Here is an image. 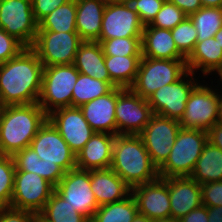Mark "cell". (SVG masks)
<instances>
[{"label":"cell","instance_id":"26","mask_svg":"<svg viewBox=\"0 0 222 222\" xmlns=\"http://www.w3.org/2000/svg\"><path fill=\"white\" fill-rule=\"evenodd\" d=\"M186 67L192 73L200 70L204 76L217 72L222 67V47L214 37L197 41L186 58Z\"/></svg>","mask_w":222,"mask_h":222},{"label":"cell","instance_id":"32","mask_svg":"<svg viewBox=\"0 0 222 222\" xmlns=\"http://www.w3.org/2000/svg\"><path fill=\"white\" fill-rule=\"evenodd\" d=\"M48 222H87L89 218L75 210L69 202L54 191L39 213Z\"/></svg>","mask_w":222,"mask_h":222},{"label":"cell","instance_id":"18","mask_svg":"<svg viewBox=\"0 0 222 222\" xmlns=\"http://www.w3.org/2000/svg\"><path fill=\"white\" fill-rule=\"evenodd\" d=\"M139 214L150 220L171 217L168 178L139 184L131 188Z\"/></svg>","mask_w":222,"mask_h":222},{"label":"cell","instance_id":"48","mask_svg":"<svg viewBox=\"0 0 222 222\" xmlns=\"http://www.w3.org/2000/svg\"><path fill=\"white\" fill-rule=\"evenodd\" d=\"M208 222H222V206L208 207Z\"/></svg>","mask_w":222,"mask_h":222},{"label":"cell","instance_id":"7","mask_svg":"<svg viewBox=\"0 0 222 222\" xmlns=\"http://www.w3.org/2000/svg\"><path fill=\"white\" fill-rule=\"evenodd\" d=\"M81 40L77 32L38 31L30 47L43 66L74 64Z\"/></svg>","mask_w":222,"mask_h":222},{"label":"cell","instance_id":"55","mask_svg":"<svg viewBox=\"0 0 222 222\" xmlns=\"http://www.w3.org/2000/svg\"><path fill=\"white\" fill-rule=\"evenodd\" d=\"M33 222H48L45 218H43L40 214H35L33 217Z\"/></svg>","mask_w":222,"mask_h":222},{"label":"cell","instance_id":"43","mask_svg":"<svg viewBox=\"0 0 222 222\" xmlns=\"http://www.w3.org/2000/svg\"><path fill=\"white\" fill-rule=\"evenodd\" d=\"M69 1L70 0H31L33 15L36 22L39 23L49 13Z\"/></svg>","mask_w":222,"mask_h":222},{"label":"cell","instance_id":"36","mask_svg":"<svg viewBox=\"0 0 222 222\" xmlns=\"http://www.w3.org/2000/svg\"><path fill=\"white\" fill-rule=\"evenodd\" d=\"M170 31L177 49L187 58L197 43V30L193 22L187 16Z\"/></svg>","mask_w":222,"mask_h":222},{"label":"cell","instance_id":"37","mask_svg":"<svg viewBox=\"0 0 222 222\" xmlns=\"http://www.w3.org/2000/svg\"><path fill=\"white\" fill-rule=\"evenodd\" d=\"M186 17L187 15L181 9L166 0L154 20L146 26L172 30Z\"/></svg>","mask_w":222,"mask_h":222},{"label":"cell","instance_id":"20","mask_svg":"<svg viewBox=\"0 0 222 222\" xmlns=\"http://www.w3.org/2000/svg\"><path fill=\"white\" fill-rule=\"evenodd\" d=\"M171 217L181 219L202 205L201 184L191 177H169Z\"/></svg>","mask_w":222,"mask_h":222},{"label":"cell","instance_id":"56","mask_svg":"<svg viewBox=\"0 0 222 222\" xmlns=\"http://www.w3.org/2000/svg\"><path fill=\"white\" fill-rule=\"evenodd\" d=\"M218 76H220V81L222 82V67L217 71ZM222 89V88H221Z\"/></svg>","mask_w":222,"mask_h":222},{"label":"cell","instance_id":"33","mask_svg":"<svg viewBox=\"0 0 222 222\" xmlns=\"http://www.w3.org/2000/svg\"><path fill=\"white\" fill-rule=\"evenodd\" d=\"M197 30V41L214 37L222 27V8L201 7L188 16Z\"/></svg>","mask_w":222,"mask_h":222},{"label":"cell","instance_id":"25","mask_svg":"<svg viewBox=\"0 0 222 222\" xmlns=\"http://www.w3.org/2000/svg\"><path fill=\"white\" fill-rule=\"evenodd\" d=\"M74 66L81 74L110 82V75L105 65V55L97 41H83L79 45Z\"/></svg>","mask_w":222,"mask_h":222},{"label":"cell","instance_id":"58","mask_svg":"<svg viewBox=\"0 0 222 222\" xmlns=\"http://www.w3.org/2000/svg\"><path fill=\"white\" fill-rule=\"evenodd\" d=\"M87 222H96L93 218H90Z\"/></svg>","mask_w":222,"mask_h":222},{"label":"cell","instance_id":"16","mask_svg":"<svg viewBox=\"0 0 222 222\" xmlns=\"http://www.w3.org/2000/svg\"><path fill=\"white\" fill-rule=\"evenodd\" d=\"M144 25L128 1L108 4L103 13L99 40L142 37Z\"/></svg>","mask_w":222,"mask_h":222},{"label":"cell","instance_id":"5","mask_svg":"<svg viewBox=\"0 0 222 222\" xmlns=\"http://www.w3.org/2000/svg\"><path fill=\"white\" fill-rule=\"evenodd\" d=\"M78 75L79 72L74 64L43 68L37 103L47 115L56 109L72 106V92Z\"/></svg>","mask_w":222,"mask_h":222},{"label":"cell","instance_id":"13","mask_svg":"<svg viewBox=\"0 0 222 222\" xmlns=\"http://www.w3.org/2000/svg\"><path fill=\"white\" fill-rule=\"evenodd\" d=\"M55 191L75 210L89 219L100 207L91 190L90 170L72 169L55 186Z\"/></svg>","mask_w":222,"mask_h":222},{"label":"cell","instance_id":"22","mask_svg":"<svg viewBox=\"0 0 222 222\" xmlns=\"http://www.w3.org/2000/svg\"><path fill=\"white\" fill-rule=\"evenodd\" d=\"M90 184L99 206L121 201L131 194V187L111 168L90 170Z\"/></svg>","mask_w":222,"mask_h":222},{"label":"cell","instance_id":"34","mask_svg":"<svg viewBox=\"0 0 222 222\" xmlns=\"http://www.w3.org/2000/svg\"><path fill=\"white\" fill-rule=\"evenodd\" d=\"M142 37L99 40L105 56H142Z\"/></svg>","mask_w":222,"mask_h":222},{"label":"cell","instance_id":"47","mask_svg":"<svg viewBox=\"0 0 222 222\" xmlns=\"http://www.w3.org/2000/svg\"><path fill=\"white\" fill-rule=\"evenodd\" d=\"M207 132L208 142L222 150V124L215 123Z\"/></svg>","mask_w":222,"mask_h":222},{"label":"cell","instance_id":"2","mask_svg":"<svg viewBox=\"0 0 222 222\" xmlns=\"http://www.w3.org/2000/svg\"><path fill=\"white\" fill-rule=\"evenodd\" d=\"M48 115L38 103L3 106L0 114V154L13 156L30 146Z\"/></svg>","mask_w":222,"mask_h":222},{"label":"cell","instance_id":"49","mask_svg":"<svg viewBox=\"0 0 222 222\" xmlns=\"http://www.w3.org/2000/svg\"><path fill=\"white\" fill-rule=\"evenodd\" d=\"M202 7H218L222 8V0H200Z\"/></svg>","mask_w":222,"mask_h":222},{"label":"cell","instance_id":"30","mask_svg":"<svg viewBox=\"0 0 222 222\" xmlns=\"http://www.w3.org/2000/svg\"><path fill=\"white\" fill-rule=\"evenodd\" d=\"M115 86L111 82H105L79 73L72 92V107H80L96 98L106 95Z\"/></svg>","mask_w":222,"mask_h":222},{"label":"cell","instance_id":"4","mask_svg":"<svg viewBox=\"0 0 222 222\" xmlns=\"http://www.w3.org/2000/svg\"><path fill=\"white\" fill-rule=\"evenodd\" d=\"M207 142V131L181 128L170 155L158 168L159 178L190 177Z\"/></svg>","mask_w":222,"mask_h":222},{"label":"cell","instance_id":"35","mask_svg":"<svg viewBox=\"0 0 222 222\" xmlns=\"http://www.w3.org/2000/svg\"><path fill=\"white\" fill-rule=\"evenodd\" d=\"M15 171L13 157L0 154V208L10 207Z\"/></svg>","mask_w":222,"mask_h":222},{"label":"cell","instance_id":"17","mask_svg":"<svg viewBox=\"0 0 222 222\" xmlns=\"http://www.w3.org/2000/svg\"><path fill=\"white\" fill-rule=\"evenodd\" d=\"M48 120L77 154L91 139L95 131L85 120L79 107H62L48 114Z\"/></svg>","mask_w":222,"mask_h":222},{"label":"cell","instance_id":"29","mask_svg":"<svg viewBox=\"0 0 222 222\" xmlns=\"http://www.w3.org/2000/svg\"><path fill=\"white\" fill-rule=\"evenodd\" d=\"M38 31L77 32L76 0H70L49 13L38 23Z\"/></svg>","mask_w":222,"mask_h":222},{"label":"cell","instance_id":"11","mask_svg":"<svg viewBox=\"0 0 222 222\" xmlns=\"http://www.w3.org/2000/svg\"><path fill=\"white\" fill-rule=\"evenodd\" d=\"M0 28L31 47L38 32L31 0H0Z\"/></svg>","mask_w":222,"mask_h":222},{"label":"cell","instance_id":"15","mask_svg":"<svg viewBox=\"0 0 222 222\" xmlns=\"http://www.w3.org/2000/svg\"><path fill=\"white\" fill-rule=\"evenodd\" d=\"M153 115L147 99L125 88L117 98L115 118L117 134L138 135Z\"/></svg>","mask_w":222,"mask_h":222},{"label":"cell","instance_id":"51","mask_svg":"<svg viewBox=\"0 0 222 222\" xmlns=\"http://www.w3.org/2000/svg\"><path fill=\"white\" fill-rule=\"evenodd\" d=\"M132 222H152V220L138 213Z\"/></svg>","mask_w":222,"mask_h":222},{"label":"cell","instance_id":"50","mask_svg":"<svg viewBox=\"0 0 222 222\" xmlns=\"http://www.w3.org/2000/svg\"><path fill=\"white\" fill-rule=\"evenodd\" d=\"M217 123L222 124V94H220V96H219Z\"/></svg>","mask_w":222,"mask_h":222},{"label":"cell","instance_id":"46","mask_svg":"<svg viewBox=\"0 0 222 222\" xmlns=\"http://www.w3.org/2000/svg\"><path fill=\"white\" fill-rule=\"evenodd\" d=\"M167 1L172 4H175L187 16L198 11L202 7L200 0H167Z\"/></svg>","mask_w":222,"mask_h":222},{"label":"cell","instance_id":"3","mask_svg":"<svg viewBox=\"0 0 222 222\" xmlns=\"http://www.w3.org/2000/svg\"><path fill=\"white\" fill-rule=\"evenodd\" d=\"M110 168L131 188L159 178L158 168L152 163L139 135H115Z\"/></svg>","mask_w":222,"mask_h":222},{"label":"cell","instance_id":"38","mask_svg":"<svg viewBox=\"0 0 222 222\" xmlns=\"http://www.w3.org/2000/svg\"><path fill=\"white\" fill-rule=\"evenodd\" d=\"M165 1L166 0H128L144 26L149 25L154 20Z\"/></svg>","mask_w":222,"mask_h":222},{"label":"cell","instance_id":"57","mask_svg":"<svg viewBox=\"0 0 222 222\" xmlns=\"http://www.w3.org/2000/svg\"><path fill=\"white\" fill-rule=\"evenodd\" d=\"M2 108H3V105H2L1 100H0V114H1Z\"/></svg>","mask_w":222,"mask_h":222},{"label":"cell","instance_id":"52","mask_svg":"<svg viewBox=\"0 0 222 222\" xmlns=\"http://www.w3.org/2000/svg\"><path fill=\"white\" fill-rule=\"evenodd\" d=\"M152 222H181V221H180V219L168 217V218L153 220Z\"/></svg>","mask_w":222,"mask_h":222},{"label":"cell","instance_id":"23","mask_svg":"<svg viewBox=\"0 0 222 222\" xmlns=\"http://www.w3.org/2000/svg\"><path fill=\"white\" fill-rule=\"evenodd\" d=\"M142 57L153 59H186L177 49L171 31L152 26H144L142 38Z\"/></svg>","mask_w":222,"mask_h":222},{"label":"cell","instance_id":"6","mask_svg":"<svg viewBox=\"0 0 222 222\" xmlns=\"http://www.w3.org/2000/svg\"><path fill=\"white\" fill-rule=\"evenodd\" d=\"M186 59H153L142 57L136 79L130 89L144 99L164 85L175 83L186 72Z\"/></svg>","mask_w":222,"mask_h":222},{"label":"cell","instance_id":"14","mask_svg":"<svg viewBox=\"0 0 222 222\" xmlns=\"http://www.w3.org/2000/svg\"><path fill=\"white\" fill-rule=\"evenodd\" d=\"M30 147L41 160L57 164L65 172L76 168V154L49 120L39 129Z\"/></svg>","mask_w":222,"mask_h":222},{"label":"cell","instance_id":"31","mask_svg":"<svg viewBox=\"0 0 222 222\" xmlns=\"http://www.w3.org/2000/svg\"><path fill=\"white\" fill-rule=\"evenodd\" d=\"M138 213L135 198L130 194L121 201L101 205L92 218L96 222H132Z\"/></svg>","mask_w":222,"mask_h":222},{"label":"cell","instance_id":"1","mask_svg":"<svg viewBox=\"0 0 222 222\" xmlns=\"http://www.w3.org/2000/svg\"><path fill=\"white\" fill-rule=\"evenodd\" d=\"M43 64L25 47L16 57L0 64V100L3 106L37 103L42 84Z\"/></svg>","mask_w":222,"mask_h":222},{"label":"cell","instance_id":"9","mask_svg":"<svg viewBox=\"0 0 222 222\" xmlns=\"http://www.w3.org/2000/svg\"><path fill=\"white\" fill-rule=\"evenodd\" d=\"M219 93L211 86L198 82L188 97L184 115L179 121L181 128L208 131L217 123Z\"/></svg>","mask_w":222,"mask_h":222},{"label":"cell","instance_id":"54","mask_svg":"<svg viewBox=\"0 0 222 222\" xmlns=\"http://www.w3.org/2000/svg\"><path fill=\"white\" fill-rule=\"evenodd\" d=\"M99 1H101L105 5H108V4H115V3H123V2H126L128 0H99Z\"/></svg>","mask_w":222,"mask_h":222},{"label":"cell","instance_id":"28","mask_svg":"<svg viewBox=\"0 0 222 222\" xmlns=\"http://www.w3.org/2000/svg\"><path fill=\"white\" fill-rule=\"evenodd\" d=\"M142 56H105L110 82L115 87L130 88L138 72Z\"/></svg>","mask_w":222,"mask_h":222},{"label":"cell","instance_id":"12","mask_svg":"<svg viewBox=\"0 0 222 222\" xmlns=\"http://www.w3.org/2000/svg\"><path fill=\"white\" fill-rule=\"evenodd\" d=\"M179 121L153 114L149 123L138 134L150 155L152 163L159 168L168 158L177 133Z\"/></svg>","mask_w":222,"mask_h":222},{"label":"cell","instance_id":"42","mask_svg":"<svg viewBox=\"0 0 222 222\" xmlns=\"http://www.w3.org/2000/svg\"><path fill=\"white\" fill-rule=\"evenodd\" d=\"M37 175L48 180L56 186L65 175V171L55 163L44 162L37 158L36 172Z\"/></svg>","mask_w":222,"mask_h":222},{"label":"cell","instance_id":"8","mask_svg":"<svg viewBox=\"0 0 222 222\" xmlns=\"http://www.w3.org/2000/svg\"><path fill=\"white\" fill-rule=\"evenodd\" d=\"M54 191L55 186L36 173L15 171L10 207L39 214Z\"/></svg>","mask_w":222,"mask_h":222},{"label":"cell","instance_id":"40","mask_svg":"<svg viewBox=\"0 0 222 222\" xmlns=\"http://www.w3.org/2000/svg\"><path fill=\"white\" fill-rule=\"evenodd\" d=\"M16 171L36 172L38 155L30 146L18 151L13 156Z\"/></svg>","mask_w":222,"mask_h":222},{"label":"cell","instance_id":"39","mask_svg":"<svg viewBox=\"0 0 222 222\" xmlns=\"http://www.w3.org/2000/svg\"><path fill=\"white\" fill-rule=\"evenodd\" d=\"M25 46L0 28V64L16 57Z\"/></svg>","mask_w":222,"mask_h":222},{"label":"cell","instance_id":"10","mask_svg":"<svg viewBox=\"0 0 222 222\" xmlns=\"http://www.w3.org/2000/svg\"><path fill=\"white\" fill-rule=\"evenodd\" d=\"M194 76H196L195 73L187 71L175 83L164 85L151 94L147 102L153 114L180 121L184 115L188 97L198 84Z\"/></svg>","mask_w":222,"mask_h":222},{"label":"cell","instance_id":"45","mask_svg":"<svg viewBox=\"0 0 222 222\" xmlns=\"http://www.w3.org/2000/svg\"><path fill=\"white\" fill-rule=\"evenodd\" d=\"M181 222H208V207L201 205L180 219Z\"/></svg>","mask_w":222,"mask_h":222},{"label":"cell","instance_id":"21","mask_svg":"<svg viewBox=\"0 0 222 222\" xmlns=\"http://www.w3.org/2000/svg\"><path fill=\"white\" fill-rule=\"evenodd\" d=\"M115 135L95 132L76 154V168L82 170L109 169L112 164Z\"/></svg>","mask_w":222,"mask_h":222},{"label":"cell","instance_id":"53","mask_svg":"<svg viewBox=\"0 0 222 222\" xmlns=\"http://www.w3.org/2000/svg\"><path fill=\"white\" fill-rule=\"evenodd\" d=\"M214 38L217 40V42L222 47V27L216 32Z\"/></svg>","mask_w":222,"mask_h":222},{"label":"cell","instance_id":"24","mask_svg":"<svg viewBox=\"0 0 222 222\" xmlns=\"http://www.w3.org/2000/svg\"><path fill=\"white\" fill-rule=\"evenodd\" d=\"M105 6L99 0H76V30L82 41H99Z\"/></svg>","mask_w":222,"mask_h":222},{"label":"cell","instance_id":"44","mask_svg":"<svg viewBox=\"0 0 222 222\" xmlns=\"http://www.w3.org/2000/svg\"><path fill=\"white\" fill-rule=\"evenodd\" d=\"M35 213L11 207L0 208V222H33Z\"/></svg>","mask_w":222,"mask_h":222},{"label":"cell","instance_id":"19","mask_svg":"<svg viewBox=\"0 0 222 222\" xmlns=\"http://www.w3.org/2000/svg\"><path fill=\"white\" fill-rule=\"evenodd\" d=\"M125 88L114 87L109 93L81 105L85 120L95 132L117 135L115 108L118 95Z\"/></svg>","mask_w":222,"mask_h":222},{"label":"cell","instance_id":"41","mask_svg":"<svg viewBox=\"0 0 222 222\" xmlns=\"http://www.w3.org/2000/svg\"><path fill=\"white\" fill-rule=\"evenodd\" d=\"M202 205L222 206V181L201 184Z\"/></svg>","mask_w":222,"mask_h":222},{"label":"cell","instance_id":"27","mask_svg":"<svg viewBox=\"0 0 222 222\" xmlns=\"http://www.w3.org/2000/svg\"><path fill=\"white\" fill-rule=\"evenodd\" d=\"M190 177L199 184L222 181V150L207 142Z\"/></svg>","mask_w":222,"mask_h":222}]
</instances>
